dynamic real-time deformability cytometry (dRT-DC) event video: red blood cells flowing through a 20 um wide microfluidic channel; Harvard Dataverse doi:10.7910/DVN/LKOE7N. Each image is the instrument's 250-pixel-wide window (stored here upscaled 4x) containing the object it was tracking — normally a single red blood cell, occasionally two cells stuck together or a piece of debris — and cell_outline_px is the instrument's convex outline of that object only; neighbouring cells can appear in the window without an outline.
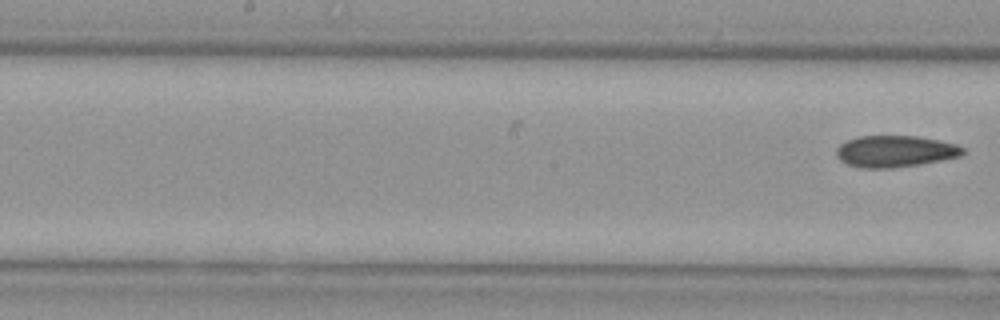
{"species": "Egyptian fruit bat (a non-hibernating species)", "species_latin": "Rousettus aegyptiacus", "temperature_condition": "cold", "stored_images_in_passage": 15, "segment_of_instrument_passage": [2, 2], "camera_frame_rate_fps": 3000, "um_per_image_px": 0.085, "animal": {"sex": "female"}, "frame": {"image": 1, "passage_image": 15, "time_ms": 4.667, "image_size_px": [1000, 320], "cell_outline_px": [[964, 152], [960, 156], [920, 164], [892, 168], [860, 168], [848, 164], [840, 160], [836, 156], [836, 148], [840, 144], [848, 140], [860, 136], [916, 136], [940, 140], [956, 144], [964, 148]], "centroid_in_image_um": [76.07, 12.86], "position_along_channel_um": 172.1, "area_um2": 23.24}}